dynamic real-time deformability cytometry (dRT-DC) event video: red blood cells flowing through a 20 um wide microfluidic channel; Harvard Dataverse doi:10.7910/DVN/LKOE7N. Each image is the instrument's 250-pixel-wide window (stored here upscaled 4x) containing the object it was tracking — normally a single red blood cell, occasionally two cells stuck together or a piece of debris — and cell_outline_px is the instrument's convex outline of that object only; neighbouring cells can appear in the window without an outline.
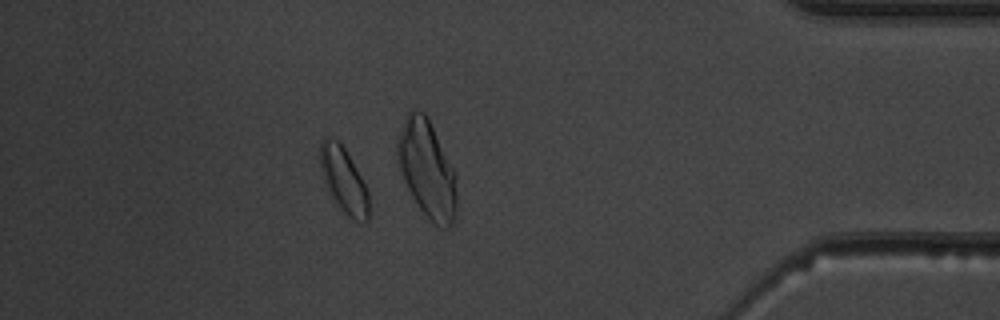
{"species": "common noctule bat (a hibernating species)", "species_latin": "Nyctalus noctula", "temperature_condition": "warm", "stored_images_in_passage": 43, "camera_frame_rate_fps": 3000, "um_per_image_px": 0.085, "animal": {"sex": "male", "body_mass_g": 19.5, "forearm_length_mm": 54.6}, "frame": {"image": 1, "passage_image": 37, "time_ms": 12.0, "image_size_px": [1000, 320], "cell_outline_px": [[368, 220], [364, 224], [352, 220], [336, 204], [328, 192], [324, 184], [320, 168], [320, 140], [324, 136], [328, 136], [336, 140], [344, 148], [356, 168], [368, 192]], "centroid_in_image_um": [29.18, 15.33], "position_along_channel_um": 406.0, "area_um2": 18.61}}